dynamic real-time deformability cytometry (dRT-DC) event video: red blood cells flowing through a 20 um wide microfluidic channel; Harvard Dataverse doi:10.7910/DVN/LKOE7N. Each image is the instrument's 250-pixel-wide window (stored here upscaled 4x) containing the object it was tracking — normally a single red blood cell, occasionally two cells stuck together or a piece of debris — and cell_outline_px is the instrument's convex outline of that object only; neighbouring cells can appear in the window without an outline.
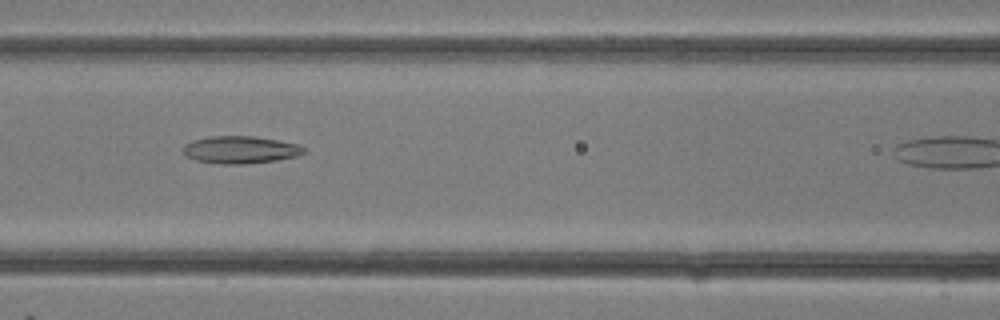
{"species": "common noctule bat (a hibernating species)", "species_latin": "Nyctalus noctula", "temperature_condition": "room temperature", "stored_images_in_passage": 15, "camera_frame_rate_fps": 3000, "um_per_image_px": 0.085, "animal": {"sex": "female"}, "frame": {"image": 1, "passage_image": 11, "time_ms": 3.333, "image_size_px": [1000, 320], "cell_outline_px": [[308, 152], [296, 156], [276, 160], [244, 164], [216, 164], [196, 160], [184, 156], [184, 144], [192, 140], [208, 136], [252, 136], [276, 140], [296, 144], [304, 148]], "centroid_in_image_um": [20.39, 12.73], "position_along_channel_um": 146.2, "area_um2": 19.31}}